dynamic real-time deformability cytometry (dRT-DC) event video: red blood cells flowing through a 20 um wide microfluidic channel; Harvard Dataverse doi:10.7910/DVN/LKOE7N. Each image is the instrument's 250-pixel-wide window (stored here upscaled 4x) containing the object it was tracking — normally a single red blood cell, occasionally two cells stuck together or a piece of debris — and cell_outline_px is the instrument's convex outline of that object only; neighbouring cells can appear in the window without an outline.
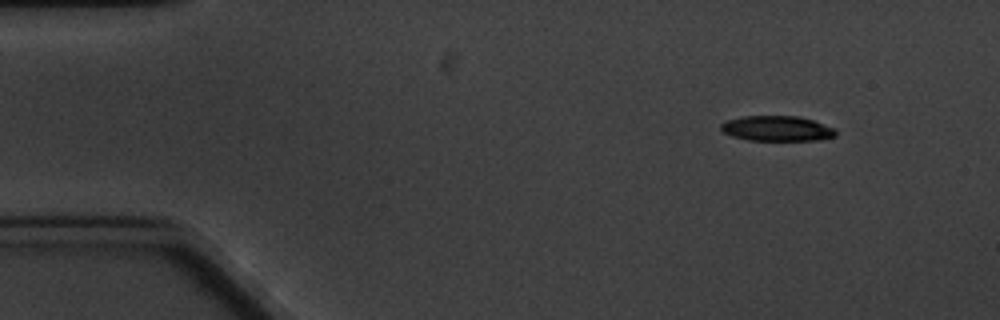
{"species": "common noctule bat (a hibernating species)", "species_latin": "Nyctalus noctula", "temperature_condition": "cold", "stored_images_in_passage": 4, "camera_frame_rate_fps": 3000, "um_per_image_px": 0.085, "animal": {"sex": "male", "body_mass_g": 20.1, "forearm_length_mm": 53.5}, "frame": {"image": 1, "passage_image": 1, "time_ms": 0.0, "image_size_px": [1000, 320], "cell_outline_px": [[836, 136], [820, 140], [748, 140], [732, 136], [724, 132], [720, 128], [720, 124], [728, 120], [744, 116], [796, 116], [812, 120], [836, 128]], "centroid_in_image_um": [66.06, 10.92], "position_along_channel_um": 18.9, "area_um2": 16.82}}
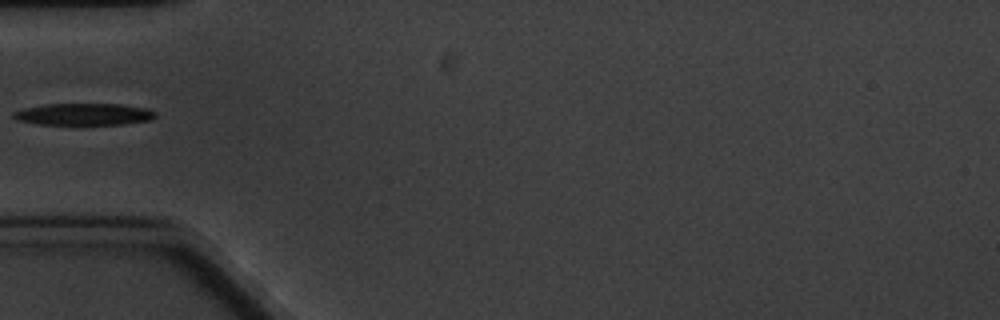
{"frame": {"image": 2, "passage_image": 4, "time_ms": 4.333, "image_size_px": [1000, 320], "cell_outline_px": [[156, 116], [148, 120], [124, 124], [36, 124], [16, 120], [12, 116], [12, 112], [24, 108], [44, 104], [120, 104], [148, 108], [156, 112]], "centroid_in_image_um": [7.1, 9.7], "position_along_channel_um": 77.9, "area_um2": 18.09}}